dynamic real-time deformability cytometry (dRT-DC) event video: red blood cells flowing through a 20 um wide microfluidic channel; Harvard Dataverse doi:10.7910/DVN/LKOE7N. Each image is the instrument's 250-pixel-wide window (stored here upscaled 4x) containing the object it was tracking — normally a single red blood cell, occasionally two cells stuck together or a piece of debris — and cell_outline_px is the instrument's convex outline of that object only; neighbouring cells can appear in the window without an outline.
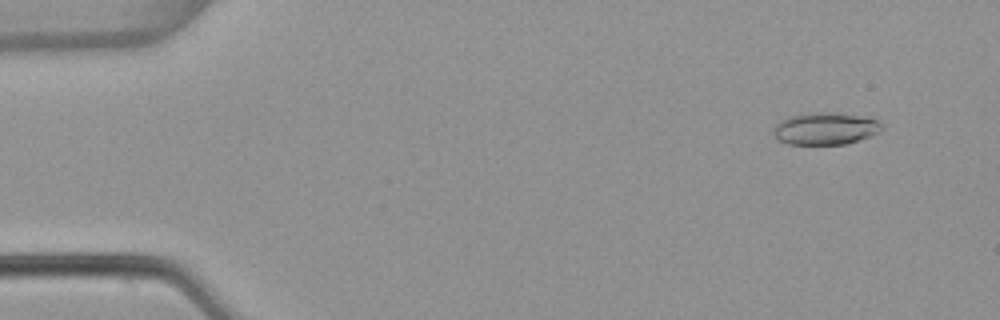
{"species": "common noctule bat (a hibernating species)", "species_latin": "Nyctalus noctula", "temperature_condition": "warm", "stored_images_in_passage": 54, "camera_frame_rate_fps": 3000, "um_per_image_px": 0.085, "animal": {"sex": "female", "body_mass_g": 22.7, "forearm_length_mm": 54.2}, "frame": {"image": 1, "passage_image": 5, "time_ms": 1.333, "image_size_px": [1000, 320], "cell_outline_px": [[884, 128], [880, 132], [872, 136], [848, 144], [788, 144], [780, 140], [772, 132], [772, 128], [780, 120], [788, 116], [812, 112], [828, 112], [860, 116], [876, 120], [884, 124]], "centroid_in_image_um": [70.17, 10.93], "position_along_channel_um": 14.8, "area_um2": 20.52}}
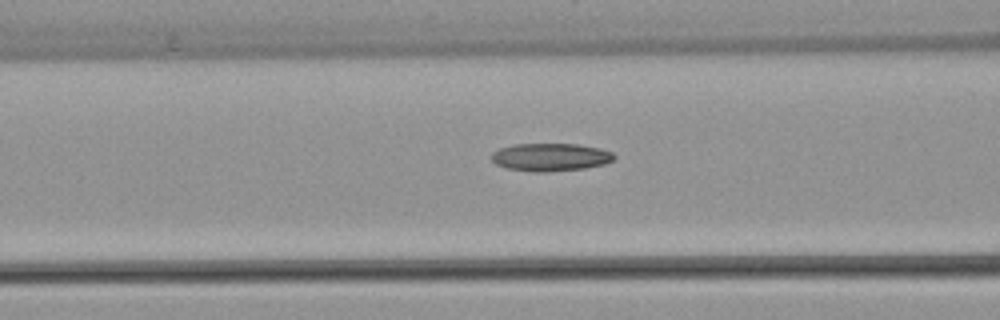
{"frame": {"image": 2, "passage_image": 22, "time_ms": 7.0, "image_size_px": [1000, 320], "cell_outline_px": [[616, 156], [612, 160], [604, 164], [584, 168], [544, 172], [536, 172], [504, 168], [496, 164], [492, 160], [492, 152], [500, 148], [516, 144], [576, 144], [600, 148], [612, 152]], "centroid_in_image_um": [46.78, 13.35], "position_along_channel_um": 119.8, "area_um2": 19.83}}
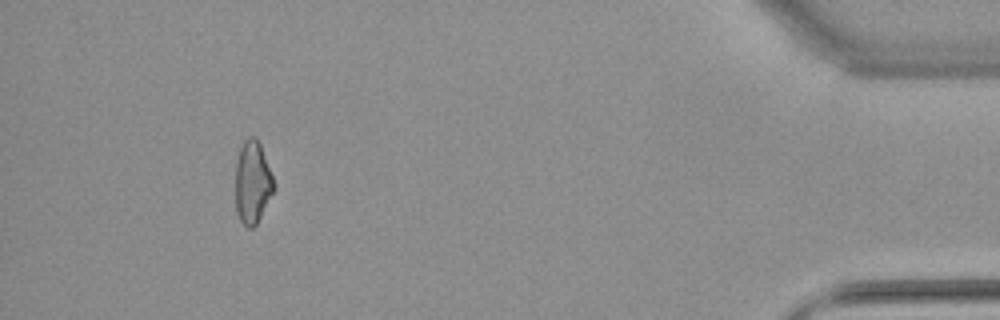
{"frame": {"image": 3, "passage_image": 50, "time_ms": 16.333, "image_size_px": [1000, 320], "cell_outline_px": [[276, 188], [256, 224], [252, 228], [248, 228], [240, 220], [236, 212], [236, 160], [240, 148], [244, 140], [248, 136], [256, 136], [260, 144], [276, 184]], "centroid_in_image_um": [21.47, 15.48], "position_along_channel_um": 413.7, "area_um2": 18.61}, "authors_computed_cell_mechanics": {"area_um2": 19.4208, "velocity_mm_per_s": 3.8501, "shape_relaxation_time_tau1_ms": 9.5849, "shape_relaxation_time_tau2_ms": 9.8221, "deformation_change_tau1": 0.2356, "deformation_change_tau2": 0.2226}}